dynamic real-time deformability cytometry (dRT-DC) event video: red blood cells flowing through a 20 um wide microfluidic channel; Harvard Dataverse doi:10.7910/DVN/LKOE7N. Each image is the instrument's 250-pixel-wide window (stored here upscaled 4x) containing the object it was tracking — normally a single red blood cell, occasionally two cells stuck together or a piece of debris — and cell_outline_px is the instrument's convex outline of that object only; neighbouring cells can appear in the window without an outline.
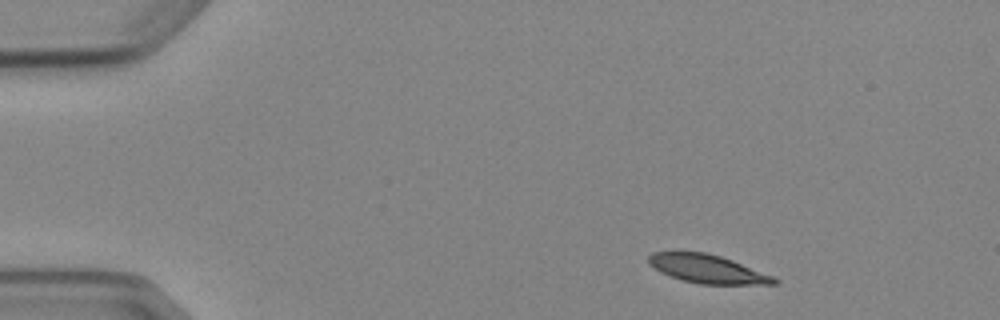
{"species": "Egyptian fruit bat (a non-hibernating species)", "species_latin": "Rousettus aegyptiacus", "temperature_condition": "cold", "stored_images_in_passage": 3, "camera_frame_rate_fps": 3000, "um_per_image_px": 0.085, "animal": {"sex": "female"}, "frame": {"image": 1, "passage_image": 1, "time_ms": 0.0, "image_size_px": [1000, 320], "cell_outline_px": [[780, 280], [776, 284], [700, 284], [684, 280], [660, 272], [648, 264], [648, 256], [652, 252], [672, 248], [704, 252], [720, 256], [732, 260], [772, 276]], "centroid_in_image_um": [60.01, 22.8], "position_along_channel_um": 25.0, "area_um2": 21.27}}